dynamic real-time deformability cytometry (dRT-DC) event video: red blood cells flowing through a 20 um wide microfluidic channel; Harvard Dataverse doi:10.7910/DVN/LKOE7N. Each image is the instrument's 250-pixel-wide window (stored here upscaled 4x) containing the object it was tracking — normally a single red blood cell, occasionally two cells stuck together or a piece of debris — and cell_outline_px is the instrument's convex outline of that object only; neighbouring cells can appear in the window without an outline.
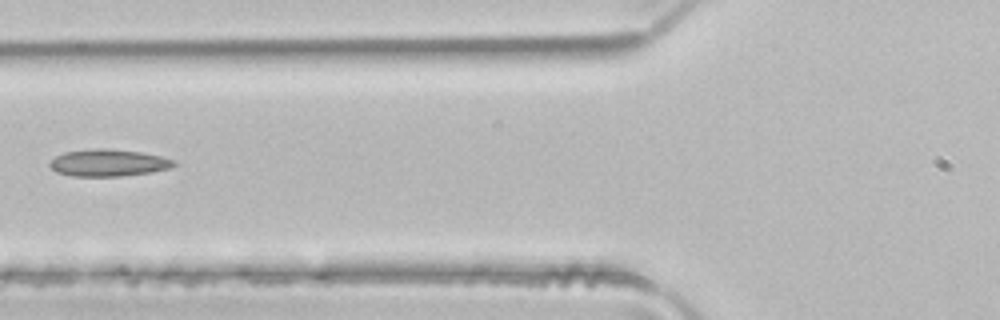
{"species": "common noctule bat (a hibernating species)", "species_latin": "Nyctalus noctula", "temperature_condition": "room temperature", "stored_images_in_passage": 6, "camera_frame_rate_fps": 3000, "um_per_image_px": 0.085, "animal": {"sex": "male", "body_mass_g": 21.5, "forearm_length_mm": 52.0}, "frame": {"image": 1, "passage_image": 5, "time_ms": 1.333, "image_size_px": [1000, 320], "cell_outline_px": [[176, 164], [172, 168], [152, 172], [120, 176], [72, 176], [56, 172], [48, 164], [56, 156], [64, 152], [96, 148], [108, 148], [140, 152], [160, 156], [176, 160]], "centroid_in_image_um": [9.23, 13.84], "position_along_channel_um": 116.6, "area_um2": 19.59}}
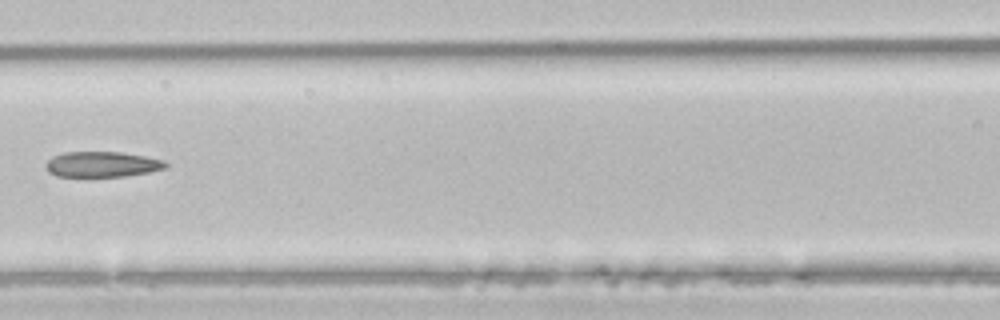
{"frame": {"image": 2, "passage_image": 6, "time_ms": 1.667, "image_size_px": [1000, 320], "cell_outline_px": [[168, 168], [148, 172], [124, 176], [56, 176], [48, 172], [44, 168], [44, 164], [52, 156], [64, 152], [124, 152], [164, 160], [168, 164]], "centroid_in_image_um": [8.66, 13.96], "position_along_channel_um": 157.9, "area_um2": 17.92}}